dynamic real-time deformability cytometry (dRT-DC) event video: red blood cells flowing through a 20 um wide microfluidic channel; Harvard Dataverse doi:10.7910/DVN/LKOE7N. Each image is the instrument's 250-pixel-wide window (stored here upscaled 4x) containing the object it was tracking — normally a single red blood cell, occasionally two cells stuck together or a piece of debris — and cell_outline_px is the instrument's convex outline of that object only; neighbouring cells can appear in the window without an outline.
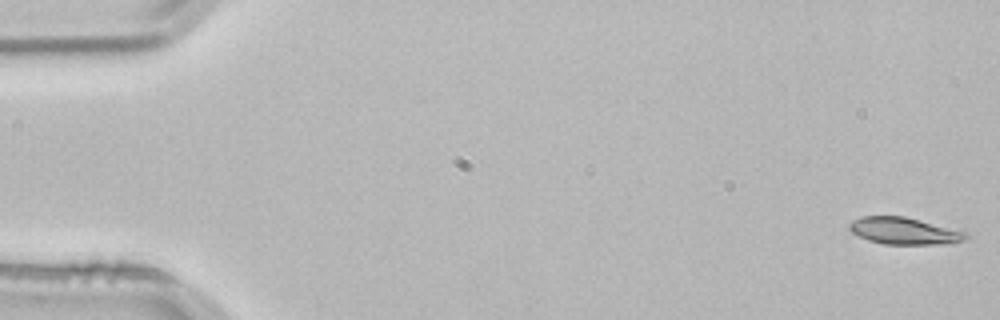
{"species": "common noctule bat (a hibernating species)", "species_latin": "Nyctalus noctula", "temperature_condition": "room temperature", "stored_images_in_passage": 3, "camera_frame_rate_fps": 3000, "um_per_image_px": 0.085, "animal": {"sex": "male", "body_mass_g": 21.5, "forearm_length_mm": 52.0}, "frame": {"image": 1, "passage_image": 1, "time_ms": 0.0, "image_size_px": [1000, 320], "cell_outline_px": [[968, 240], [952, 244], [884, 244], [868, 240], [852, 232], [848, 228], [848, 224], [852, 220], [864, 216], [904, 216], [964, 228], [968, 232]], "centroid_in_image_um": [77.03, 19.62], "position_along_channel_um": 8.0, "area_um2": 19.13}}